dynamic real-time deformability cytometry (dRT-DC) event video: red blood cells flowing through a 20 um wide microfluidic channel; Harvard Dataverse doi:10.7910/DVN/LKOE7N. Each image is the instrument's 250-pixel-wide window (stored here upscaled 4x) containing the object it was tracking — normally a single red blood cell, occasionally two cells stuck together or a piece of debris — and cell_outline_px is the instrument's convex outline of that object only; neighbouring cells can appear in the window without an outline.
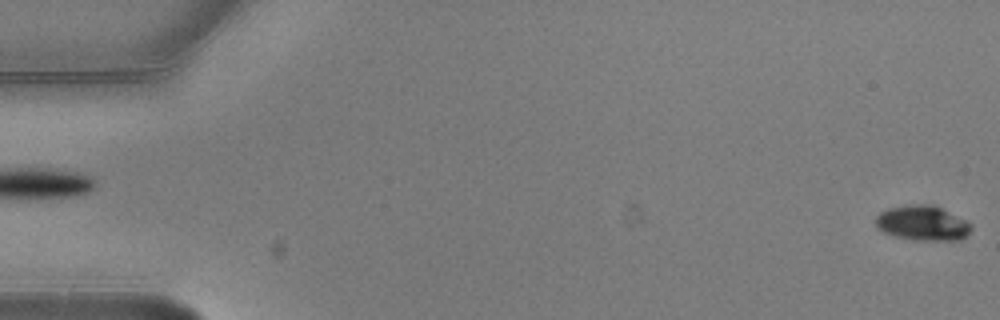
{"species": "common noctule bat (a hibernating species)", "species_latin": "Nyctalus noctula", "temperature_condition": "warm", "stored_images_in_passage": 5, "segment_of_instrument_passage": [2, 2], "camera_frame_rate_fps": 3000, "um_per_image_px": 0.085, "animal": {"sex": "male", "body_mass_g": 20.5, "forearm_length_mm": 52.5}, "frame": {"image": 1, "passage_image": 5, "time_ms": 1.333, "image_size_px": [1000, 320], "cell_outline_px": [[972, 228], [960, 240], [908, 240], [892, 236], [876, 228], [876, 216], [880, 212], [888, 208], [908, 204], [932, 204], [968, 220], [972, 224]], "centroid_in_image_um": [78.4, 18.96], "position_along_channel_um": 6.6, "area_um2": 19.77}}